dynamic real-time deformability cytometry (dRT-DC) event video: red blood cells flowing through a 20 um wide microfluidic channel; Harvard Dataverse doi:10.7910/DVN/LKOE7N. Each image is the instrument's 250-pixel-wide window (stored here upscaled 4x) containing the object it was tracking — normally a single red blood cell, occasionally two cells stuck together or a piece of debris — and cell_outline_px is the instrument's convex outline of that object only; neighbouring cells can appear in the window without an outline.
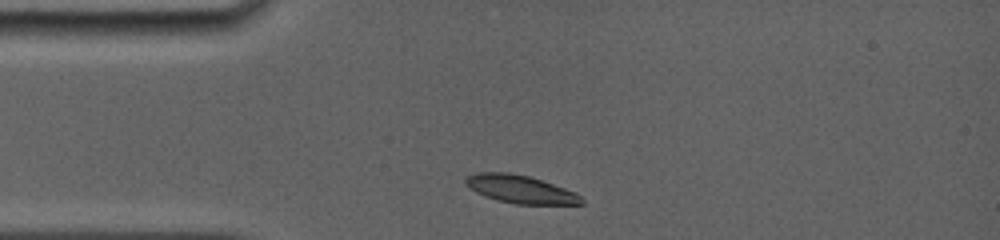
{"species": "common noctule bat (a hibernating species)", "species_latin": "Nyctalus noctula", "temperature_condition": "room temperature", "stored_images_in_passage": 5, "camera_frame_rate_fps": 5000, "um_per_image_px": 0.085, "animal": {"sex": "female", "body_mass_g": 19.0, "forearm_length_mm": 56.7}, "frame": {"image": 1, "passage_image": 1, "time_ms": 0.0, "image_size_px": [1000, 240], "cell_outline_px": [[584, 204], [516, 204], [496, 200], [476, 192], [464, 184], [464, 176], [476, 172], [508, 172], [528, 176], [576, 192], [584, 200]], "centroid_in_image_um": [44.19, 16.08], "position_along_channel_um": 40.8, "area_um2": 18.9}}
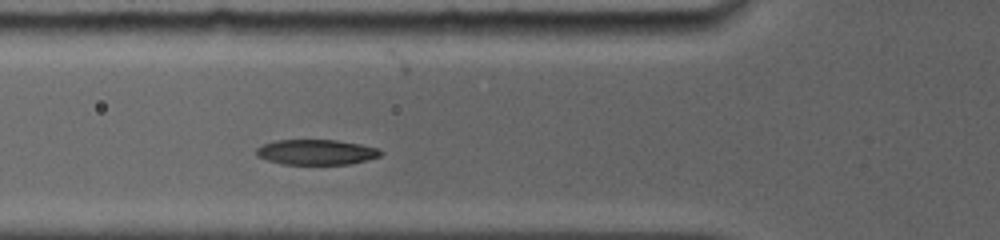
{"frame": {"image": 2, "passage_image": 3, "time_ms": 2.0, "image_size_px": [1000, 240], "cell_outline_px": [[380, 156], [348, 164], [284, 164], [268, 160], [256, 156], [256, 148], [264, 144], [276, 140], [336, 140], [360, 144], [380, 148]], "centroid_in_image_um": [26.86, 12.92], "position_along_channel_um": 98.9, "area_um2": 18.09}}
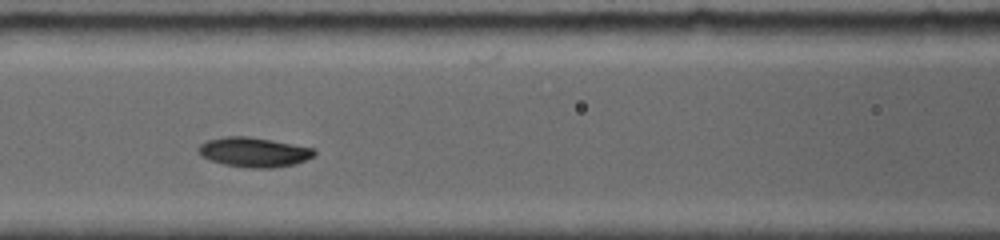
{"frame": {"image": 3, "passage_image": 5, "time_ms": 3.2, "image_size_px": [1000, 240], "cell_outline_px": [[316, 156], [296, 164], [272, 168], [248, 168], [224, 164], [200, 156], [196, 152], [196, 148], [200, 144], [208, 140], [220, 136], [248, 136], [272, 140], [316, 148]], "centroid_in_image_um": [21.59, 12.93], "position_along_channel_um": 145.0, "area_um2": 20.4}}